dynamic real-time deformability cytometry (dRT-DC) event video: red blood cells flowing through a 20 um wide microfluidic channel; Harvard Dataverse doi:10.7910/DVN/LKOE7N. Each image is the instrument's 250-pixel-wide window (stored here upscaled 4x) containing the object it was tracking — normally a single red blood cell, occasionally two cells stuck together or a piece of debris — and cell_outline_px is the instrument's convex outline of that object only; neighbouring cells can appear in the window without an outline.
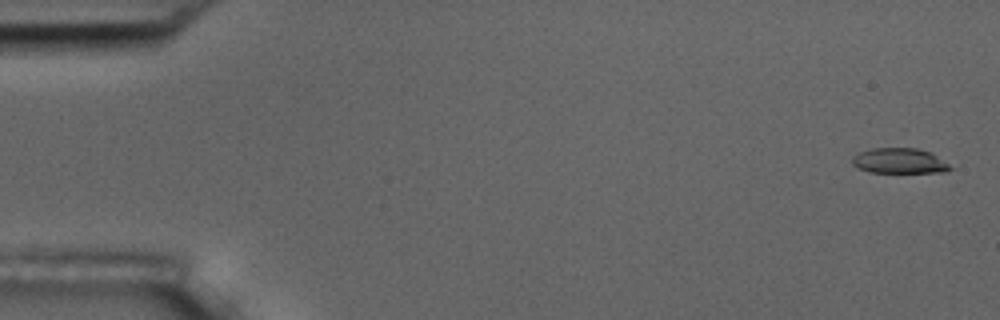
{"species": "common noctule bat (a hibernating species)", "species_latin": "Nyctalus noctula", "temperature_condition": "room temperature", "stored_images_in_passage": 57, "camera_frame_rate_fps": 3000, "um_per_image_px": 0.085, "animal": {"sex": "male", "body_mass_g": 17.5, "forearm_length_mm": 52.3}, "frame": {"image": 1, "passage_image": 2, "time_ms": 0.333, "image_size_px": [1000, 320], "cell_outline_px": [[952, 168], [944, 172], [868, 172], [856, 168], [852, 164], [852, 156], [860, 152], [872, 148], [904, 144], [932, 152], [948, 164]], "centroid_in_image_um": [76.41, 13.61], "position_along_channel_um": 8.6, "area_um2": 15.14}}
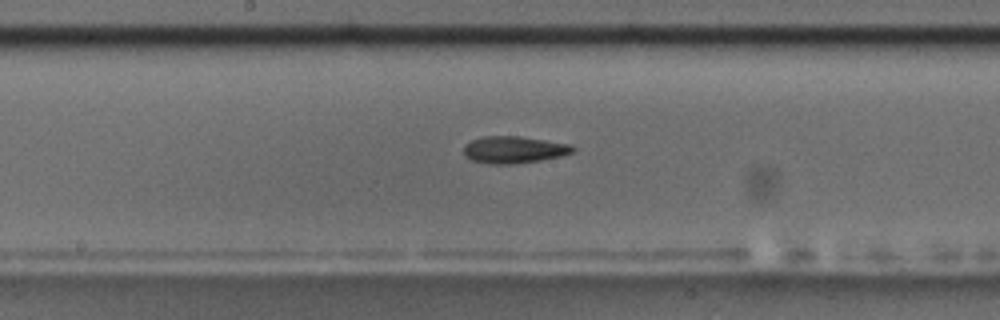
{"frame": {"image": 2, "passage_image": 30, "time_ms": 9.667, "image_size_px": [1000, 320], "cell_outline_px": [[576, 148], [572, 152], [560, 156], [540, 160], [516, 164], [488, 164], [472, 160], [464, 156], [464, 144], [472, 140], [484, 136], [520, 136], [572, 144]], "centroid_in_image_um": [43.67, 12.72], "position_along_channel_um": 204.5, "area_um2": 17.28}}
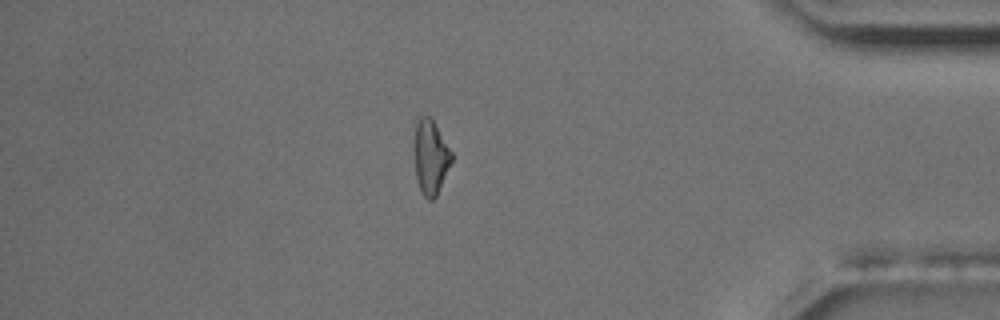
{"frame": {"image": 3, "passage_image": 49, "time_ms": 16.0, "image_size_px": [1000, 320], "cell_outline_px": [[452, 160], [436, 196], [432, 200], [428, 200], [420, 192], [416, 176], [412, 148], [416, 120], [420, 116], [428, 116], [432, 120], [452, 152]], "centroid_in_image_um": [36.55, 13.34], "position_along_channel_um": 398.7, "area_um2": 16.36}, "authors_computed_cell_mechanics": {"area_um2": 16.6464, "velocity_mm_per_s": 3.6093, "shape_relaxation_time_tau1_ms": 4.0824, "shape_relaxation_time_tau2_ms": 10.8359, "deformation_change_tau1": 0.166, "deformation_change_tau2": 0.2364}}